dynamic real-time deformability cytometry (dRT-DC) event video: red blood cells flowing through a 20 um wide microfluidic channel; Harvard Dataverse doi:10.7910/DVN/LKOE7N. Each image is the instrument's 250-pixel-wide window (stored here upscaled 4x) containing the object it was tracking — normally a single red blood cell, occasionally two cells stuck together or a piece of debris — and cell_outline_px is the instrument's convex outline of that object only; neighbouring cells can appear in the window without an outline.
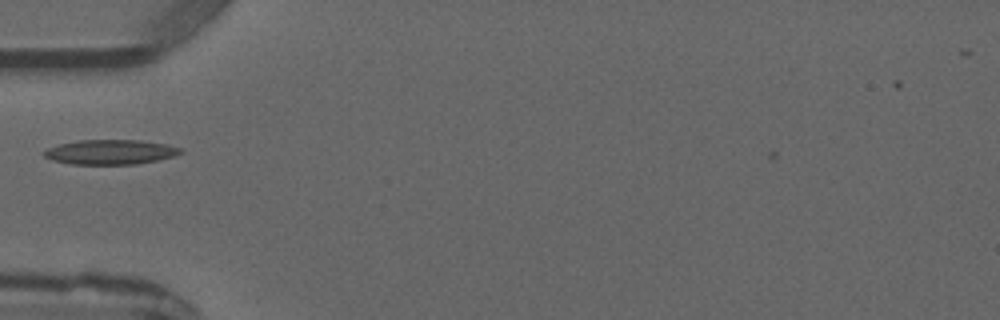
{"species": "common noctule bat (a hibernating species)", "species_latin": "Nyctalus noctula", "temperature_condition": "warm", "stored_images_in_passage": 2, "camera_frame_rate_fps": 3000, "um_per_image_px": 0.085, "animal": {"sex": "male", "forearm_length_mm": 52.5}, "frame": {"image": 1, "passage_image": 2, "time_ms": 1.333, "image_size_px": [1000, 320], "cell_outline_px": [[184, 152], [172, 156], [156, 160], [136, 164], [72, 164], [52, 160], [44, 156], [40, 152], [48, 148], [60, 144], [80, 140], [140, 140], [164, 144], [180, 148]], "centroid_in_image_um": [9.34, 12.92], "position_along_channel_um": 75.7, "area_um2": 19.48}}